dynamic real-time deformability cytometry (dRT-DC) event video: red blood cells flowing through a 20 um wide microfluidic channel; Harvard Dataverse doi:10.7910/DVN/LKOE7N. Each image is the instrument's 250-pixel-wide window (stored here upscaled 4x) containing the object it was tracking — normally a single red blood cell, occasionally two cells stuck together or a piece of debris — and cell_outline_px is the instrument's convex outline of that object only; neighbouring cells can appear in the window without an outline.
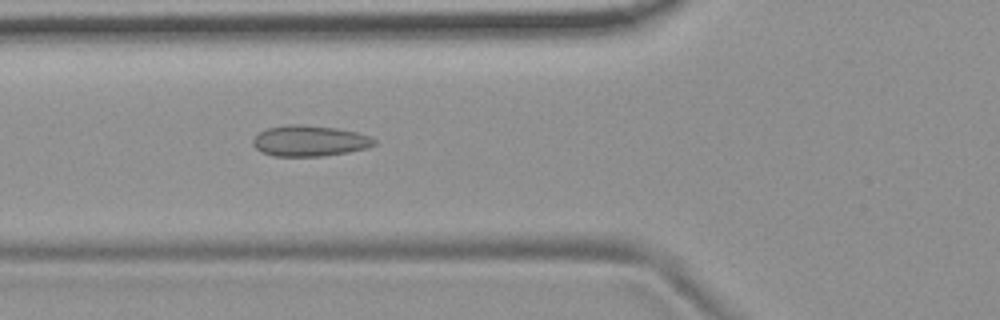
{"species": "common noctule bat (a hibernating species)", "species_latin": "Nyctalus noctula", "temperature_condition": "room temperature", "stored_images_in_passage": 6, "camera_frame_rate_fps": 3000, "um_per_image_px": 0.085, "animal": {"sex": "female", "body_mass_g": 19.9}, "frame": {"image": 1, "passage_image": 6, "time_ms": 1.667, "image_size_px": [1000, 320], "cell_outline_px": [[376, 144], [368, 148], [348, 152], [324, 156], [272, 156], [260, 152], [252, 144], [252, 140], [260, 132], [268, 128], [288, 124], [300, 124], [336, 128], [356, 132], [372, 136], [376, 140]], "centroid_in_image_um": [26.33, 11.98], "position_along_channel_um": 99.5, "area_um2": 21.96}}